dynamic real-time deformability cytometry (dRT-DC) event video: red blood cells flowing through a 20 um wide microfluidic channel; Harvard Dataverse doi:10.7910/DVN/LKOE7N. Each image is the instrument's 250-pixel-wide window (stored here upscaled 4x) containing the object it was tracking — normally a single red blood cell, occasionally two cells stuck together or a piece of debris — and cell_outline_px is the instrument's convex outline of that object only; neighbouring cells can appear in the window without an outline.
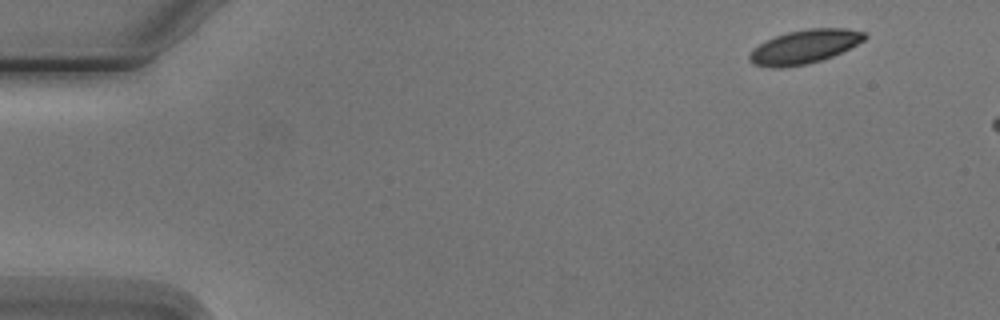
{"species": "Egyptian fruit bat (a non-hibernating species)", "species_latin": "Rousettus aegyptiacus", "temperature_condition": "cold", "stored_images_in_passage": 5, "camera_frame_rate_fps": 3000, "um_per_image_px": 0.085, "animal": {"sex": "male"}, "frame": {"image": 1, "passage_image": 1, "time_ms": 0.0, "image_size_px": [1000, 320], "cell_outline_px": [[868, 36], [864, 40], [832, 56], [820, 60], [804, 64], [780, 68], [772, 68], [752, 64], [748, 60], [748, 52], [752, 48], [764, 40], [788, 32], [808, 28], [844, 28], [864, 32]], "centroid_in_image_um": [68.3, 3.97], "position_along_channel_um": 16.7, "area_um2": 22.66}}